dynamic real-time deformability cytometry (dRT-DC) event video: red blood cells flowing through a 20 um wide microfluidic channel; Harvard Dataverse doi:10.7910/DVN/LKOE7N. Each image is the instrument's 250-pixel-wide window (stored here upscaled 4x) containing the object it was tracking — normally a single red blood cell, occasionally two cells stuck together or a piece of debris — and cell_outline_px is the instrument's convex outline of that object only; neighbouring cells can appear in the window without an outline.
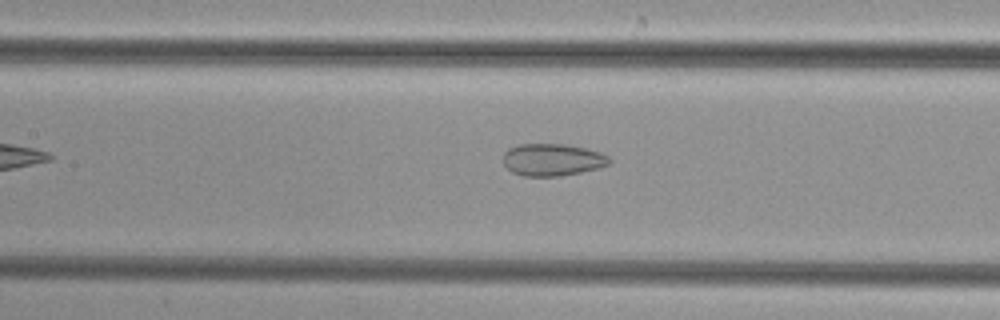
{"species": "common noctule bat (a hibernating species)", "species_latin": "Nyctalus noctula", "temperature_condition": "cold", "stored_images_in_passage": 41, "camera_frame_rate_fps": 3000, "um_per_image_px": 0.085, "animal": {"sex": "female", "body_mass_g": 29.2, "forearm_length_mm": 56.3}, "frame": {"image": 1, "passage_image": 14, "time_ms": 4.333, "image_size_px": [1000, 320], "cell_outline_px": [[612, 160], [608, 164], [600, 168], [560, 176], [524, 176], [512, 172], [504, 164], [504, 152], [508, 148], [520, 144], [564, 144], [584, 148], [600, 152], [608, 156]], "centroid_in_image_um": [46.96, 13.58], "position_along_channel_um": 160.4, "area_um2": 19.88}}
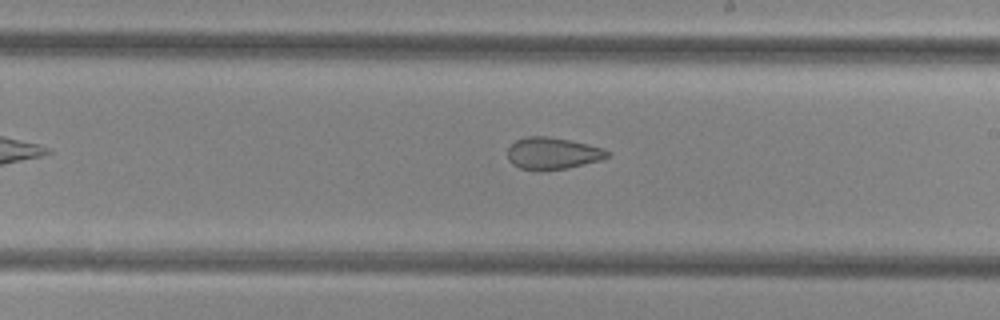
{"frame": {"image": 2, "passage_image": 20, "time_ms": 6.333, "image_size_px": [1000, 320], "cell_outline_px": [[612, 156], [600, 160], [568, 168], [544, 172], [540, 172], [520, 168], [512, 164], [508, 160], [508, 148], [516, 140], [528, 136], [548, 136], [588, 144], [604, 148], [612, 152]], "centroid_in_image_um": [47.0, 13.06], "position_along_channel_um": 242.0, "area_um2": 18.96}}
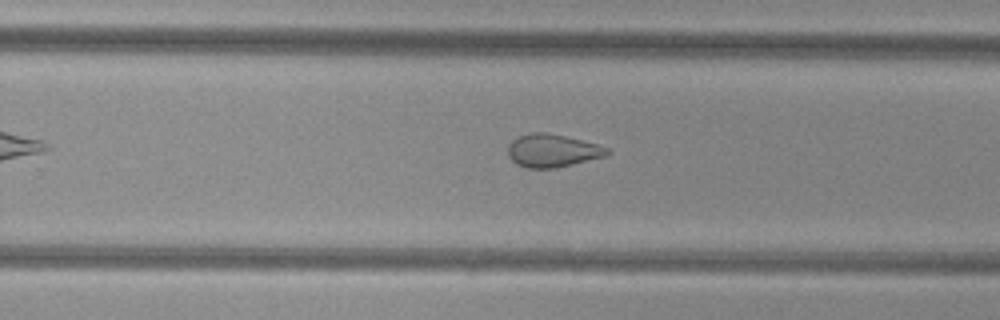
{"frame": {"image": 3, "passage_image": 23, "time_ms": 7.333, "image_size_px": [1000, 320], "cell_outline_px": [[612, 152], [604, 156], [556, 168], [528, 168], [516, 164], [508, 156], [508, 144], [512, 140], [520, 136], [532, 132], [548, 132], [596, 144], [608, 148]], "centroid_in_image_um": [46.92, 12.8], "position_along_channel_um": 282.9, "area_um2": 18.9}}